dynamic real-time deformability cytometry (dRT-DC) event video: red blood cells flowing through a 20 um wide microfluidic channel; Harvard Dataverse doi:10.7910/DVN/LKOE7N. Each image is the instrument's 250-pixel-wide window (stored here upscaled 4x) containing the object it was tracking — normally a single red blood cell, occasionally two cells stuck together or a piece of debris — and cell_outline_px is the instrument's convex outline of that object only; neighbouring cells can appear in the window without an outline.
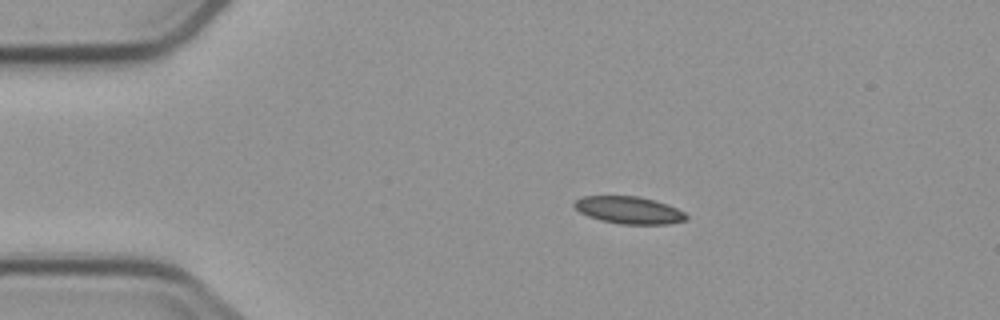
{"species": "common noctule bat (a hibernating species)", "species_latin": "Nyctalus noctula", "temperature_condition": "cold", "stored_images_in_passage": 6, "camera_frame_rate_fps": 3000, "um_per_image_px": 0.085, "animal": {"sex": "male", "body_mass_g": 23.1, "forearm_length_mm": 52.7}, "frame": {"image": 1, "passage_image": 2, "time_ms": 1.333, "image_size_px": [1000, 320], "cell_outline_px": [[688, 216], [684, 220], [668, 224], [620, 224], [600, 220], [588, 216], [580, 212], [572, 204], [576, 200], [584, 196], [640, 196], [668, 204], [684, 212]], "centroid_in_image_um": [53.45, 17.86], "position_along_channel_um": 31.5, "area_um2": 17.74}}
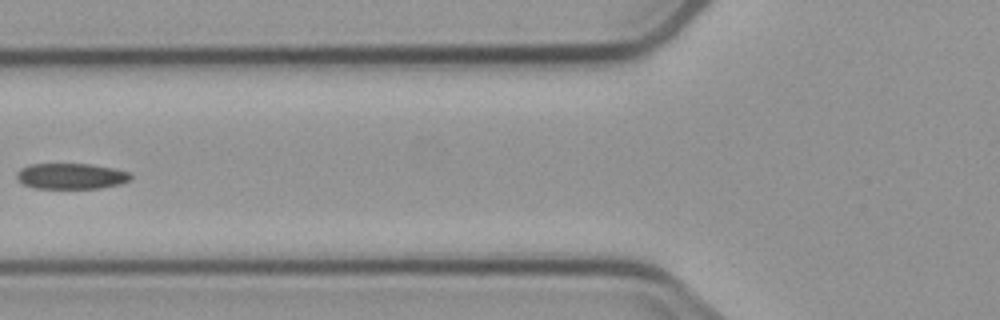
{"frame": {"image": 2, "passage_image": 5, "time_ms": 5.0, "image_size_px": [1000, 320], "cell_outline_px": [[132, 180], [120, 184], [100, 188], [36, 188], [24, 184], [16, 176], [16, 172], [20, 168], [28, 164], [92, 164], [112, 168], [128, 172], [132, 176]], "centroid_in_image_um": [6.05, 14.96], "position_along_channel_um": 119.7, "area_um2": 17.11}}
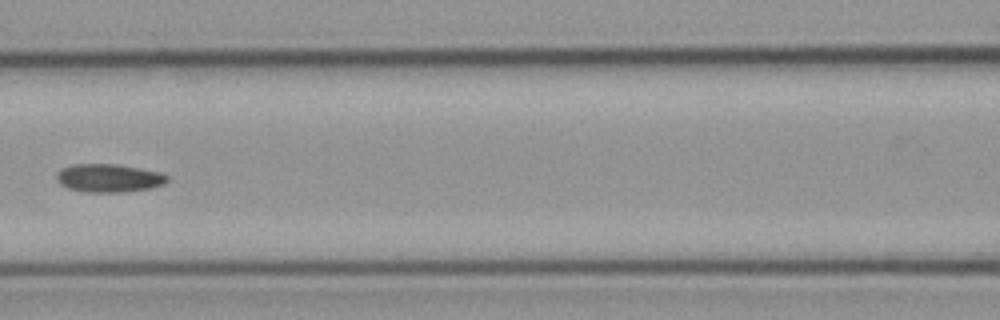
{"frame": {"image": 3, "passage_image": 6, "time_ms": 6.0, "image_size_px": [1000, 320], "cell_outline_px": [[168, 180], [164, 184], [152, 188], [124, 192], [84, 192], [68, 188], [60, 184], [56, 180], [56, 176], [60, 168], [72, 164], [116, 164], [160, 172], [168, 176]], "centroid_in_image_um": [9.23, 15.14], "position_along_channel_um": 157.4, "area_um2": 18.32}}